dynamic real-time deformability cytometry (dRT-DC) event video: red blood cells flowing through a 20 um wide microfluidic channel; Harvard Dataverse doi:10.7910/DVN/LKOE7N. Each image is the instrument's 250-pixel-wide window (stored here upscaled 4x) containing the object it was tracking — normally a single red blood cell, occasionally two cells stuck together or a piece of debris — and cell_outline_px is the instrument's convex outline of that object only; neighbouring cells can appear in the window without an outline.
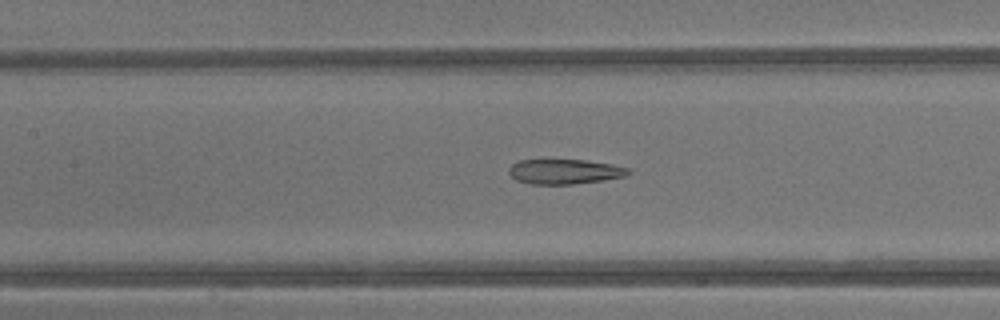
{"species": "common noctule bat (a hibernating species)", "species_latin": "Nyctalus noctula", "temperature_condition": "warm", "stored_images_in_passage": 36, "camera_frame_rate_fps": 3000, "um_per_image_px": 0.085, "animal": {"sex": "male", "body_mass_g": 13.3}, "frame": {"image": 1, "passage_image": 18, "time_ms": 5.667, "image_size_px": [1000, 320], "cell_outline_px": [[632, 172], [624, 176], [604, 180], [572, 184], [532, 184], [516, 180], [508, 172], [508, 168], [512, 164], [520, 160], [584, 160], [612, 164], [632, 168]], "centroid_in_image_um": [48.02, 14.58], "position_along_channel_um": 159.4, "area_um2": 17.34}}
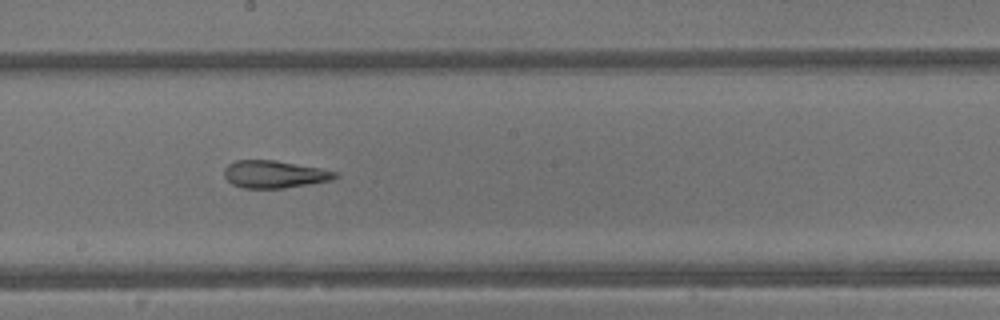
{"frame": {"image": 2, "passage_image": 22, "time_ms": 7.0, "image_size_px": [1000, 320], "cell_outline_px": [[340, 176], [332, 180], [284, 188], [244, 188], [232, 184], [224, 176], [224, 168], [228, 164], [236, 160], [276, 160], [320, 168], [336, 172]], "centroid_in_image_um": [23.32, 14.81], "position_along_channel_um": 224.9, "area_um2": 17.74}}
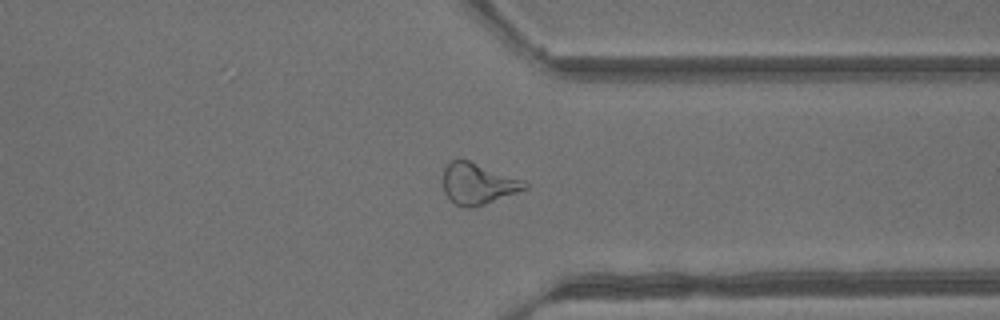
{"frame": {"image": 3, "passage_image": 31, "time_ms": 10.0, "image_size_px": [1000, 320], "cell_outline_px": [[528, 188], [476, 208], [464, 208], [456, 204], [444, 192], [444, 168], [452, 160], [468, 160], [524, 180], [528, 184]], "centroid_in_image_um": [40.65, 15.64], "position_along_channel_um": 370.8, "area_um2": 19.48}, "authors_computed_cell_mechanics": {"area_um2": 20.3456, "velocity_mm_per_s": 4.9224, "shape_relaxation_time_tau1_ms": null, "shape_relaxation_time_tau2_ms": 3.2217, "deformation_change_tau1": null, "deformation_change_tau2": 0.1475}}